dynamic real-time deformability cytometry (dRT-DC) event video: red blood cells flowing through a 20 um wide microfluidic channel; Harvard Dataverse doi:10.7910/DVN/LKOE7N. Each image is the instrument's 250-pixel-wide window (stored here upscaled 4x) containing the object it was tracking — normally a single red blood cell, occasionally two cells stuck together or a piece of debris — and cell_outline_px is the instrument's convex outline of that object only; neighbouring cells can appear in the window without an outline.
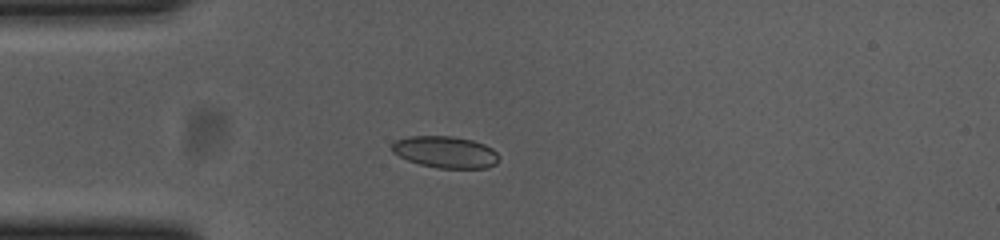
{"species": "common noctule bat (a hibernating species)", "species_latin": "Nyctalus noctula", "temperature_condition": "cold", "stored_images_in_passage": 36, "camera_frame_rate_fps": 3000, "um_per_image_px": 0.085, "animal": {"sex": "female", "body_mass_g": 23.0, "forearm_length_mm": 53.4}, "frame": {"image": 1, "passage_image": 7, "time_ms": 2.0, "image_size_px": [1000, 240], "cell_outline_px": [[500, 160], [496, 164], [488, 168], [436, 168], [420, 164], [408, 160], [392, 152], [392, 144], [396, 140], [408, 136], [452, 136], [472, 140], [484, 144], [492, 148], [496, 152]], "centroid_in_image_um": [37.88, 12.93], "position_along_channel_um": 47.1, "area_um2": 19.83}}
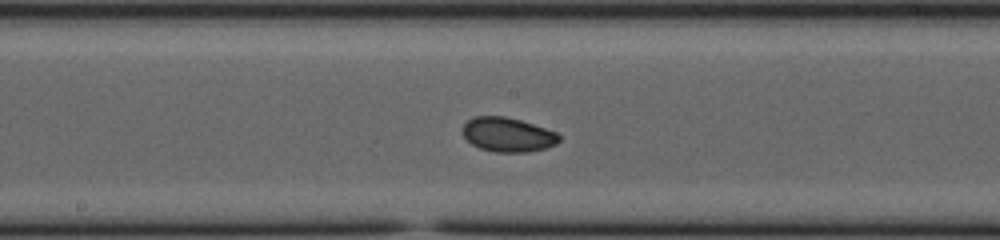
{"frame": {"image": 2, "passage_image": 21, "time_ms": 6.667, "image_size_px": [1000, 240], "cell_outline_px": [[560, 140], [556, 144], [544, 148], [524, 152], [496, 152], [480, 148], [472, 144], [464, 136], [464, 124], [472, 116], [504, 116], [520, 120], [556, 132], [560, 136]], "centroid_in_image_um": [43.15, 11.44], "position_along_channel_um": 205.0, "area_um2": 19.02}}
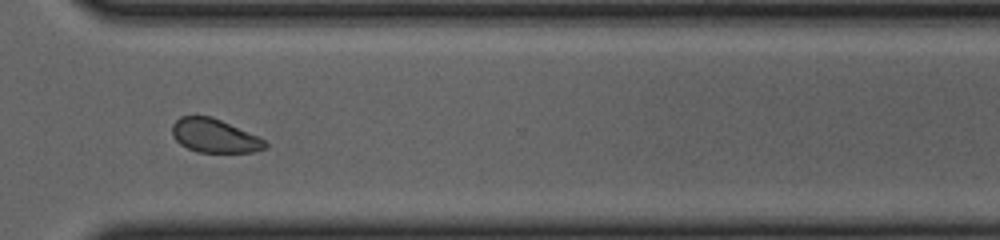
{"frame": {"image": 3, "passage_image": 33, "time_ms": 10.667, "image_size_px": [1000, 240], "cell_outline_px": [[268, 148], [252, 152], [196, 152], [180, 144], [172, 136], [172, 124], [180, 116], [212, 116], [256, 136], [264, 140], [268, 144]], "centroid_in_image_um": [18.2, 11.54], "position_along_channel_um": 352.4, "area_um2": 18.15}, "authors_computed_cell_mechanics": {"area_um2": 19.1029, "velocity_mm_per_s": 3.6747, "shape_relaxation_time_tau1_ms": 2.1549, "shape_relaxation_time_tau2_ms": 6.6496, "deformation_change_tau1": 0.0803, "deformation_change_tau2": 0.0835}}